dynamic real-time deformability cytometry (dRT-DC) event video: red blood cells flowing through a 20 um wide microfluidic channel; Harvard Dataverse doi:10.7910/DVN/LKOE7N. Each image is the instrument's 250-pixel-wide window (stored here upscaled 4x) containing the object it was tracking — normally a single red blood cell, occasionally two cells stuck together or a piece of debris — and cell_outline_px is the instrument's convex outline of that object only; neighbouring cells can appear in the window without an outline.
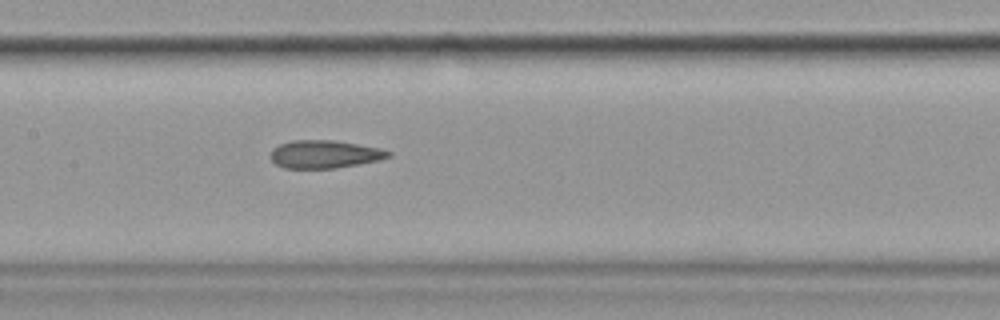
{"species": "common noctule bat (a hibernating species)", "species_latin": "Nyctalus noctula", "temperature_condition": "cold", "stored_images_in_passage": 7, "camera_frame_rate_fps": 3000, "um_per_image_px": 0.085, "animal": {"sex": "female", "body_mass_g": 19.9}, "frame": {"image": 1, "passage_image": 7, "time_ms": 8.0, "image_size_px": [1000, 320], "cell_outline_px": [[392, 156], [380, 160], [336, 168], [284, 168], [276, 164], [272, 160], [272, 148], [280, 144], [292, 140], [332, 140], [380, 148], [392, 152]], "centroid_in_image_um": [27.61, 13.11], "position_along_channel_um": 179.8, "area_um2": 19.07}}